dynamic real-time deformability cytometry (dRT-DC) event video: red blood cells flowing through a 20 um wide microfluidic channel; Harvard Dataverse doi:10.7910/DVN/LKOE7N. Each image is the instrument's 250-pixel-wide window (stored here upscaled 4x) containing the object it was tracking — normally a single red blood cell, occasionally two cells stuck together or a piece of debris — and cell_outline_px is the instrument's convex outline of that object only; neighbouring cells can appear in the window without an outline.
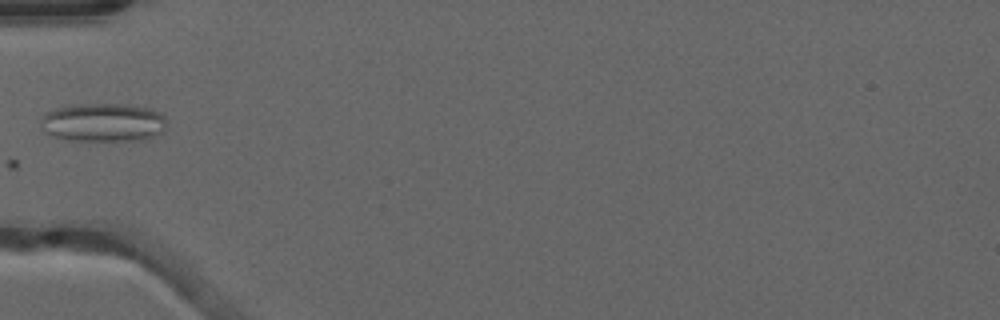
{"species": "common noctule bat (a hibernating species)", "species_latin": "Nyctalus noctula", "temperature_condition": "warm", "stored_images_in_passage": 13, "camera_frame_rate_fps": 3000, "um_per_image_px": 0.085, "animal": {"sex": "male", "forearm_length_mm": 52.5}, "frame": {"image": 1, "passage_image": 1, "time_ms": 0.0, "image_size_px": [1000, 320], "cell_outline_px": [[164, 128], [160, 132], [144, 140], [68, 140], [44, 132], [40, 124], [40, 120], [48, 112], [56, 108], [80, 104], [124, 104], [152, 108], [160, 112], [164, 116]], "centroid_in_image_um": [8.77, 10.4], "position_along_channel_um": 76.2, "area_um2": 28.03}}